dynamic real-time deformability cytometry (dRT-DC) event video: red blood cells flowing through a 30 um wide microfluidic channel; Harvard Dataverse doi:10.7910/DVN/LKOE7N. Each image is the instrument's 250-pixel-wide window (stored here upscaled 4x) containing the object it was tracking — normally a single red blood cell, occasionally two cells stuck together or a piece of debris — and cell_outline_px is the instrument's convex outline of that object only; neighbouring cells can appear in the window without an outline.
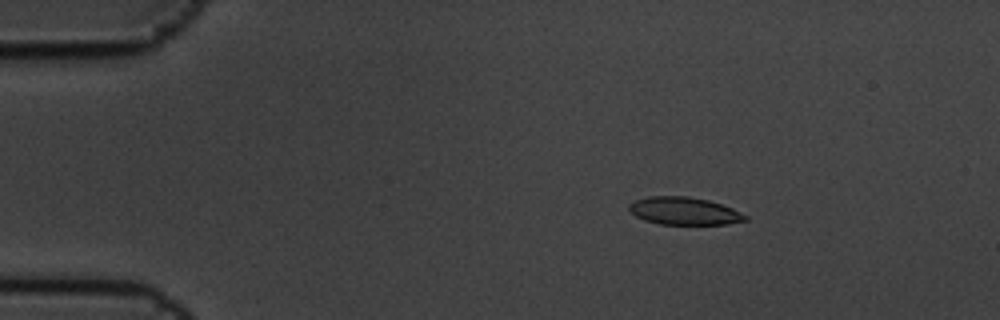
{"species": "common noctule bat (a hibernating species)", "species_latin": "Nyctalus noctula", "temperature_condition": "cold", "stored_images_in_passage": 5, "camera_frame_rate_fps": 3000, "um_per_image_px": 0.085, "animal": {"sex": "male", "body_mass_g": 19.5, "forearm_length_mm": 54.6}, "frame": {"image": 1, "passage_image": 2, "time_ms": 0.333, "image_size_px": [1000, 320], "cell_outline_px": [[748, 220], [728, 224], [660, 224], [644, 220], [636, 216], [628, 208], [628, 204], [636, 200], [648, 196], [688, 196], [708, 200], [732, 208], [748, 216]], "centroid_in_image_um": [58.16, 17.93], "position_along_channel_um": 26.8, "area_um2": 18.67}}
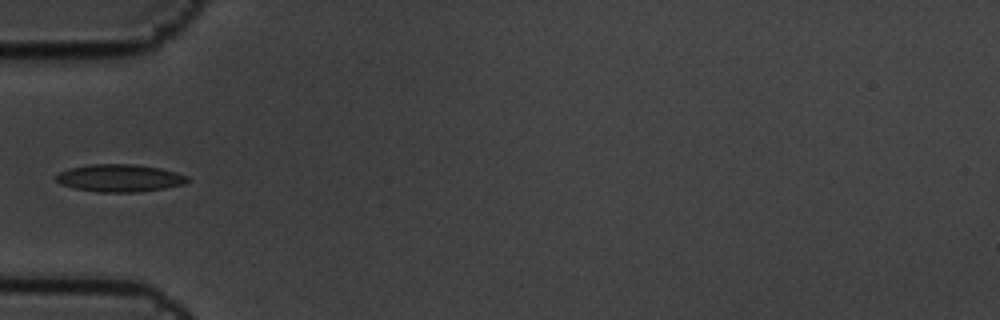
{"frame": {"image": 2, "passage_image": 5, "time_ms": 1.333, "image_size_px": [1000, 320], "cell_outline_px": [[192, 180], [184, 184], [164, 188], [136, 192], [100, 192], [72, 188], [60, 184], [56, 180], [56, 176], [60, 172], [68, 168], [92, 164], [136, 164], [160, 168], [176, 172], [188, 176]], "centroid_in_image_um": [10.18, 15.13], "position_along_channel_um": 74.8, "area_um2": 21.15}}